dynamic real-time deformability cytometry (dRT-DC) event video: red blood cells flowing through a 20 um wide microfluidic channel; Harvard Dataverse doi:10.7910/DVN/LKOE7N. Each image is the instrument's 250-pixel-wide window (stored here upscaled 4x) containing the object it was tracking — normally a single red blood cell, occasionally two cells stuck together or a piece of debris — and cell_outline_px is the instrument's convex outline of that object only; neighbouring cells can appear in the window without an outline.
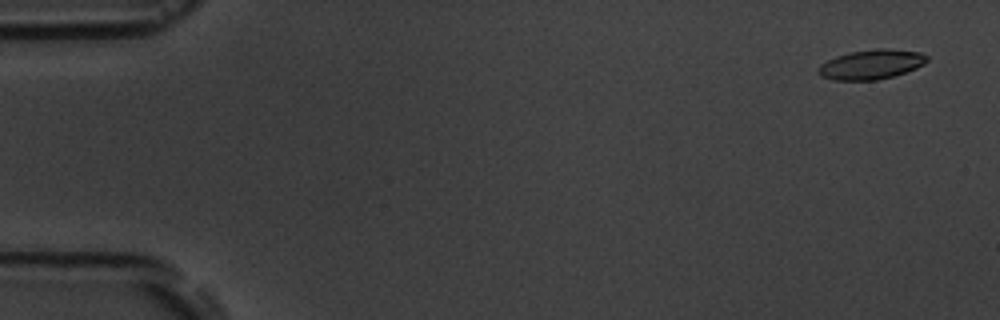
{"species": "common noctule bat (a hibernating species)", "species_latin": "Nyctalus noctula", "temperature_condition": "room temperature", "stored_images_in_passage": 6, "camera_frame_rate_fps": 3000, "um_per_image_px": 0.085, "animal": {"sex": "male", "body_mass_g": 19.5, "forearm_length_mm": 54.6}, "frame": {"image": 1, "passage_image": 1, "time_ms": 0.0, "image_size_px": [1000, 320], "cell_outline_px": [[928, 60], [924, 64], [916, 68], [892, 76], [876, 80], [832, 80], [820, 76], [816, 72], [816, 68], [820, 64], [836, 56], [852, 52], [880, 48], [920, 52], [928, 56]], "centroid_in_image_um": [74.01, 5.48], "position_along_channel_um": 11.0, "area_um2": 18.67}}
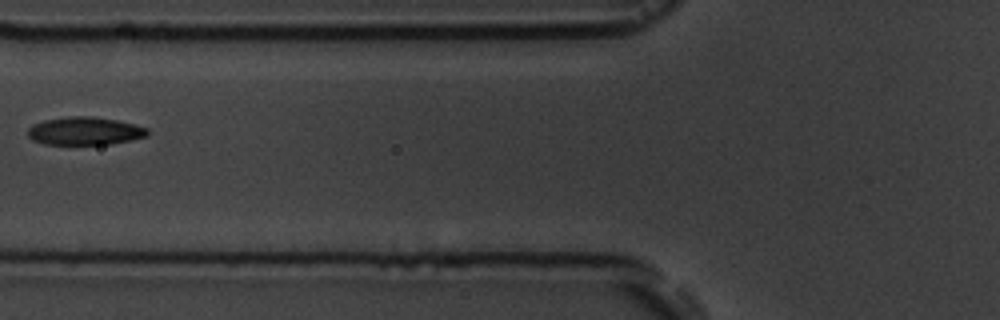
{"frame": {"image": 2, "passage_image": 6, "time_ms": 6.667, "image_size_px": [1000, 320], "cell_outline_px": [[148, 136], [132, 140], [112, 144], [44, 144], [32, 140], [28, 136], [28, 128], [32, 124], [44, 120], [72, 116], [92, 116], [116, 120], [148, 128]], "centroid_in_image_um": [7.2, 11.14], "position_along_channel_um": 118.6, "area_um2": 19.54}}